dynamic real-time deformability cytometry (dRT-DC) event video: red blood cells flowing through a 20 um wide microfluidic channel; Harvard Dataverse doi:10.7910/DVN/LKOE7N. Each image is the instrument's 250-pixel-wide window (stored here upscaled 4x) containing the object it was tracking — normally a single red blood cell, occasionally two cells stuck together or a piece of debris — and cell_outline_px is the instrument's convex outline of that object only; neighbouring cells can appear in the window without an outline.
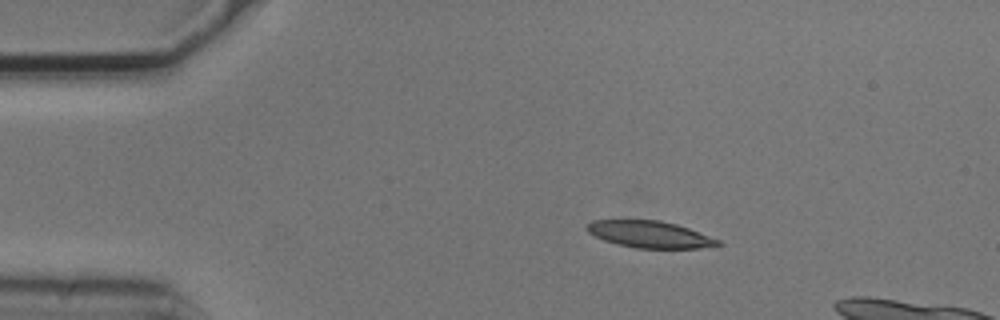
{"species": "common noctule bat (a hibernating species)", "species_latin": "Nyctalus noctula", "temperature_condition": "cold", "stored_images_in_passage": 4, "camera_frame_rate_fps": 3000, "um_per_image_px": 0.085, "animal": {"sex": "male", "body_mass_g": 20.5, "forearm_length_mm": 52.5}, "frame": {"image": 1, "passage_image": 2, "time_ms": 0.333, "image_size_px": [1000, 320], "cell_outline_px": [[724, 244], [716, 248], [636, 248], [616, 244], [604, 240], [588, 232], [588, 224], [592, 220], [660, 220], [676, 224], [688, 228], [720, 240]], "centroid_in_image_um": [55.32, 19.94], "position_along_channel_um": 29.7, "area_um2": 20.52}}